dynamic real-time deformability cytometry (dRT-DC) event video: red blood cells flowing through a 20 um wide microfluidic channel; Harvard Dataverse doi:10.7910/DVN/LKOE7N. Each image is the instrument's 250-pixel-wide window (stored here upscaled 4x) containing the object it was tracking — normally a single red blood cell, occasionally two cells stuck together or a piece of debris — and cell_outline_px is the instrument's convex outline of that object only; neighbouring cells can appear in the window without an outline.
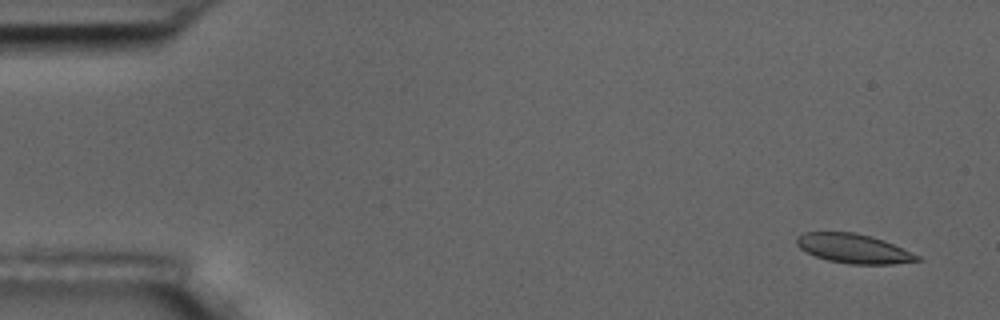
{"species": "common noctule bat (a hibernating species)", "species_latin": "Nyctalus noctula", "temperature_condition": "room temperature", "stored_images_in_passage": 4, "camera_frame_rate_fps": 3000, "um_per_image_px": 0.085, "animal": {"sex": "male", "body_mass_g": 17.5, "forearm_length_mm": 52.3}, "frame": {"image": 1, "passage_image": 1, "time_ms": 0.0, "image_size_px": [1000, 320], "cell_outline_px": [[920, 260], [892, 264], [848, 264], [828, 260], [816, 256], [800, 248], [796, 244], [796, 236], [804, 232], [856, 232], [872, 236], [884, 240], [920, 256]], "centroid_in_image_um": [72.54, 21.11], "position_along_channel_um": 12.5, "area_um2": 20.52}}
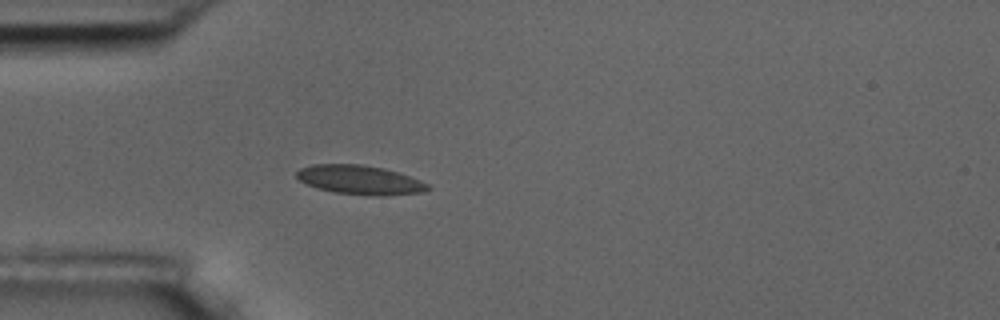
{"frame": {"image": 2, "passage_image": 4, "time_ms": 4.333, "image_size_px": [1000, 320], "cell_outline_px": [[432, 188], [424, 192], [380, 196], [332, 192], [316, 188], [300, 180], [296, 176], [296, 172], [300, 168], [312, 164], [360, 164], [384, 168], [420, 180], [428, 184]], "centroid_in_image_um": [30.58, 15.29], "position_along_channel_um": 54.4, "area_um2": 22.2}}